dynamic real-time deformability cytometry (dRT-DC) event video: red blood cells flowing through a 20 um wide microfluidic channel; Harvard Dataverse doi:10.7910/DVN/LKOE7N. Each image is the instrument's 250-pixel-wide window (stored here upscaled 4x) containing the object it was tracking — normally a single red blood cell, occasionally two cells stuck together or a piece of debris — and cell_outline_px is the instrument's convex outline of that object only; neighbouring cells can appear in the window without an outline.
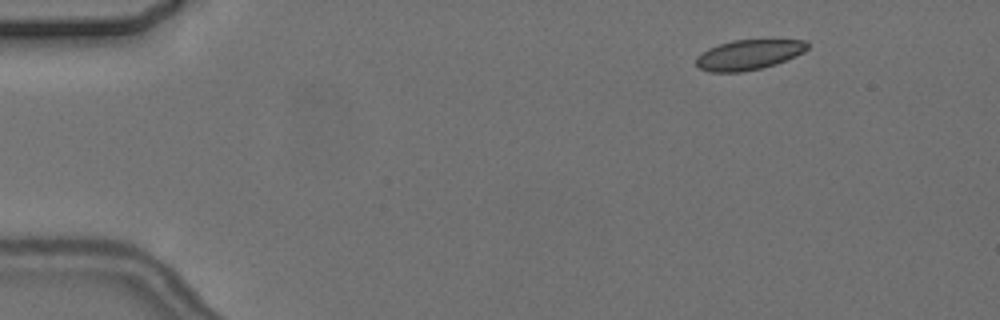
{"species": "common noctule bat (a hibernating species)", "species_latin": "Nyctalus noctula", "temperature_condition": "cold", "stored_images_in_passage": 3, "camera_frame_rate_fps": 3000, "um_per_image_px": 0.085, "animal": {"sex": "female", "body_mass_g": 24.6, "forearm_length_mm": 56.2}, "frame": {"image": 1, "passage_image": 2, "time_ms": 1.0, "image_size_px": [1000, 320], "cell_outline_px": [[808, 48], [804, 52], [796, 56], [776, 64], [760, 68], [740, 72], [708, 72], [700, 68], [696, 64], [696, 56], [708, 48], [732, 40], [804, 40], [808, 44]], "centroid_in_image_um": [63.62, 4.65], "position_along_channel_um": 21.4, "area_um2": 19.42}}